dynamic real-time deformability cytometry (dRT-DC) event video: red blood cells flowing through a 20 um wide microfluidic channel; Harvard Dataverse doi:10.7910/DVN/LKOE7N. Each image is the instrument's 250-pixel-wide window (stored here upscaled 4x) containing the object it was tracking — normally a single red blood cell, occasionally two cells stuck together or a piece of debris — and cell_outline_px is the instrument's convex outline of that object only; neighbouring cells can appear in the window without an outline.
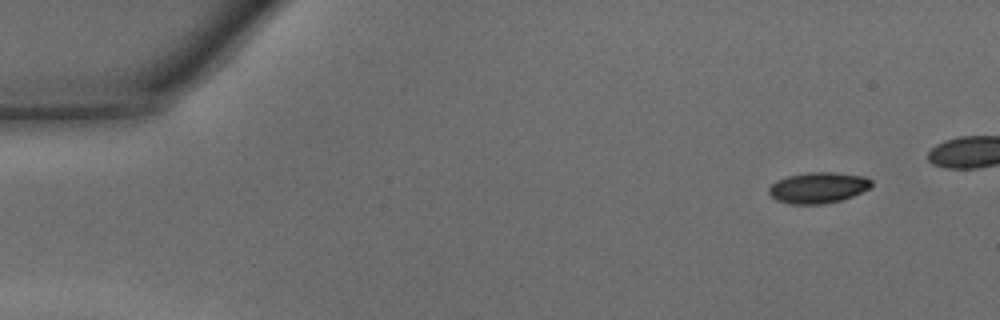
{"species": "common noctule bat (a hibernating species)", "species_latin": "Nyctalus noctula", "temperature_condition": "warm", "stored_images_in_passage": 38, "camera_frame_rate_fps": 3000, "um_per_image_px": 0.085, "animal": {"sex": "male", "body_mass_g": 15.6}, "frame": {"image": 1, "passage_image": 1, "time_ms": 0.0, "image_size_px": [1000, 320], "cell_outline_px": [[872, 184], [868, 188], [852, 196], [840, 200], [820, 204], [788, 204], [776, 200], [768, 192], [768, 188], [776, 180], [788, 176], [808, 172], [832, 172], [864, 176], [872, 180]], "centroid_in_image_um": [69.5, 15.95], "position_along_channel_um": 15.5, "area_um2": 18.38}}
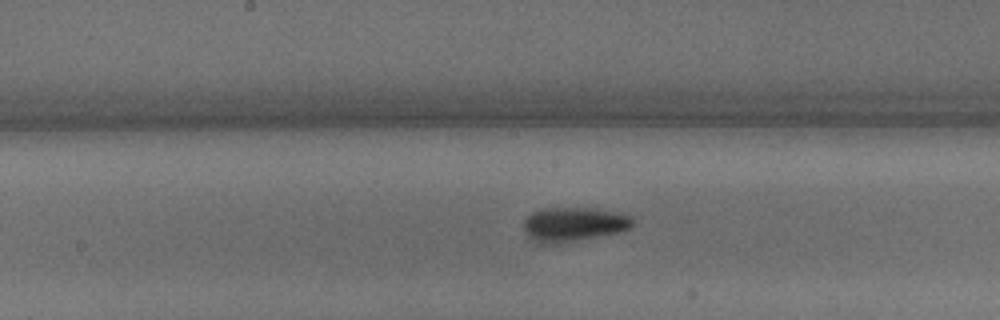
{"frame": {"image": 2, "passage_image": 21, "time_ms": 6.667, "image_size_px": [1000, 320], "cell_outline_px": [[632, 228], [624, 232], [556, 244], [540, 244], [528, 236], [524, 232], [524, 220], [532, 212], [544, 208], [592, 208], [632, 216]], "centroid_in_image_um": [48.76, 19.08], "position_along_channel_um": 199.4, "area_um2": 21.91}}
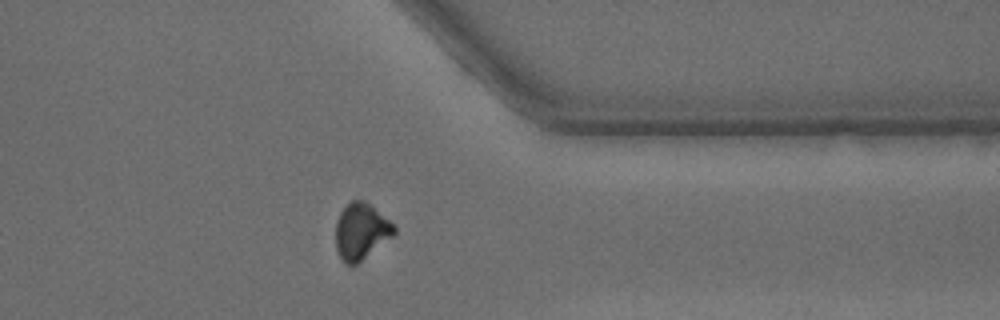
{"frame": {"image": 3, "passage_image": 34, "time_ms": 11.0, "image_size_px": [1000, 320], "cell_outline_px": [[396, 232], [392, 236], [352, 268], [344, 264], [340, 260], [336, 248], [336, 220], [340, 212], [352, 200], [364, 200], [388, 220], [396, 228]], "centroid_in_image_um": [30.64, 19.72], "position_along_channel_um": 380.8, "area_um2": 19.07}}